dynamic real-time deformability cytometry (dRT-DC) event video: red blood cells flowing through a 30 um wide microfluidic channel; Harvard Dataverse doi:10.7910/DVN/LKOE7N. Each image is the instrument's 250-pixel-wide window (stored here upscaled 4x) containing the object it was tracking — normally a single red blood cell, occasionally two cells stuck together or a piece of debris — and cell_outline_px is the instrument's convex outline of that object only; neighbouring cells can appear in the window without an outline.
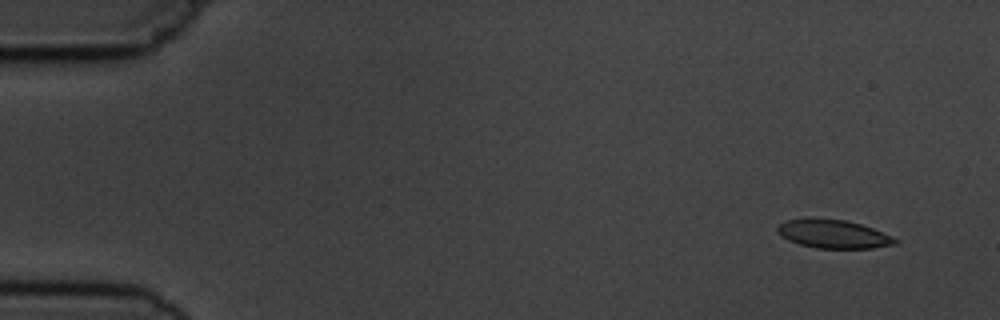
{"species": "common noctule bat (a hibernating species)", "species_latin": "Nyctalus noctula", "temperature_condition": "cold", "stored_images_in_passage": 8, "camera_frame_rate_fps": 3000, "um_per_image_px": 0.085, "animal": {"sex": "male", "body_mass_g": 19.5, "forearm_length_mm": 54.6}, "frame": {"image": 1, "passage_image": 1, "time_ms": 0.0, "image_size_px": [1000, 320], "cell_outline_px": [[900, 240], [896, 244], [872, 248], [816, 248], [800, 244], [788, 240], [780, 236], [776, 232], [776, 228], [780, 224], [788, 220], [804, 216], [844, 220], [860, 224], [872, 228], [892, 236]], "centroid_in_image_um": [70.79, 19.87], "position_along_channel_um": 14.2, "area_um2": 19.83}}
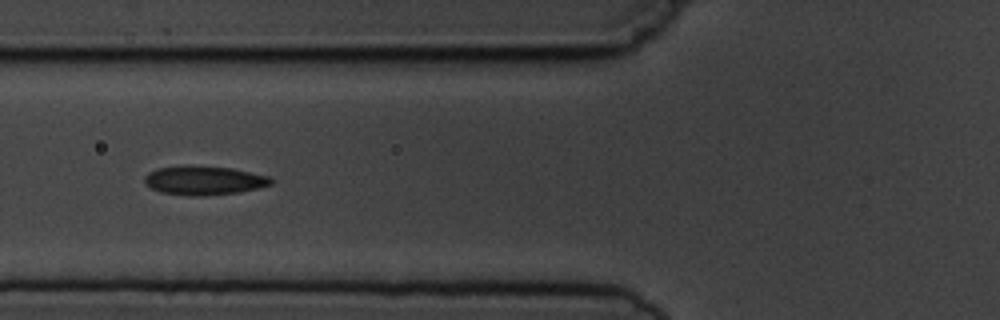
{"frame": {"image": 2, "passage_image": 6, "time_ms": 5.667, "image_size_px": [1000, 320], "cell_outline_px": [[276, 180], [272, 184], [256, 188], [236, 192], [204, 196], [188, 196], [160, 192], [144, 184], [144, 176], [148, 172], [156, 168], [232, 168], [268, 176]], "centroid_in_image_um": [17.34, 15.38], "position_along_channel_um": 108.5, "area_um2": 20.58}}
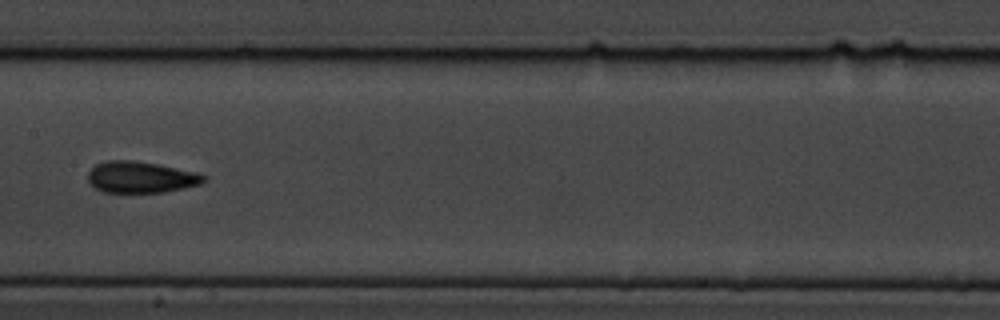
{"frame": {"image": 3, "passage_image": 8, "time_ms": 8.0, "image_size_px": [1000, 320], "cell_outline_px": [[208, 176], [200, 184], [184, 188], [164, 192], [100, 192], [88, 180], [88, 172], [96, 164], [108, 160], [132, 160], [156, 164], [200, 172]], "centroid_in_image_um": [11.99, 15.06], "position_along_channel_um": 195.4, "area_um2": 21.21}}